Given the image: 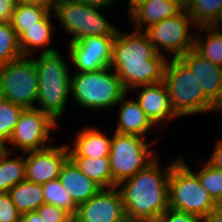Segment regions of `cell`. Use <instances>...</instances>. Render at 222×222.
I'll list each match as a JSON object with an SVG mask.
<instances>
[{"label":"cell","instance_id":"obj_1","mask_svg":"<svg viewBox=\"0 0 222 222\" xmlns=\"http://www.w3.org/2000/svg\"><path fill=\"white\" fill-rule=\"evenodd\" d=\"M167 59L159 54L144 31H116L110 67L127 92L148 84L162 82Z\"/></svg>","mask_w":222,"mask_h":222},{"label":"cell","instance_id":"obj_2","mask_svg":"<svg viewBox=\"0 0 222 222\" xmlns=\"http://www.w3.org/2000/svg\"><path fill=\"white\" fill-rule=\"evenodd\" d=\"M172 166L161 171L156 158L145 169L117 185L119 188L122 184L119 192L128 222H157L169 208L168 178Z\"/></svg>","mask_w":222,"mask_h":222},{"label":"cell","instance_id":"obj_3","mask_svg":"<svg viewBox=\"0 0 222 222\" xmlns=\"http://www.w3.org/2000/svg\"><path fill=\"white\" fill-rule=\"evenodd\" d=\"M38 73V110L50 115L56 122L62 115L68 95L71 94V78L68 65L59 51L40 54L33 59Z\"/></svg>","mask_w":222,"mask_h":222},{"label":"cell","instance_id":"obj_4","mask_svg":"<svg viewBox=\"0 0 222 222\" xmlns=\"http://www.w3.org/2000/svg\"><path fill=\"white\" fill-rule=\"evenodd\" d=\"M163 82L178 117L215 110L216 106L204 95L198 80L180 58L167 61Z\"/></svg>","mask_w":222,"mask_h":222},{"label":"cell","instance_id":"obj_5","mask_svg":"<svg viewBox=\"0 0 222 222\" xmlns=\"http://www.w3.org/2000/svg\"><path fill=\"white\" fill-rule=\"evenodd\" d=\"M109 66L91 72H76L71 77V96L79 106L103 109L118 105L127 94L118 76Z\"/></svg>","mask_w":222,"mask_h":222},{"label":"cell","instance_id":"obj_6","mask_svg":"<svg viewBox=\"0 0 222 222\" xmlns=\"http://www.w3.org/2000/svg\"><path fill=\"white\" fill-rule=\"evenodd\" d=\"M168 183L171 208L205 219L218 204L182 159L173 163Z\"/></svg>","mask_w":222,"mask_h":222},{"label":"cell","instance_id":"obj_7","mask_svg":"<svg viewBox=\"0 0 222 222\" xmlns=\"http://www.w3.org/2000/svg\"><path fill=\"white\" fill-rule=\"evenodd\" d=\"M99 9L73 0H58L53 3L52 15L72 36L70 42L88 36H115L117 28L105 19V15H102Z\"/></svg>","mask_w":222,"mask_h":222},{"label":"cell","instance_id":"obj_8","mask_svg":"<svg viewBox=\"0 0 222 222\" xmlns=\"http://www.w3.org/2000/svg\"><path fill=\"white\" fill-rule=\"evenodd\" d=\"M144 137L114 133L110 143V167L113 182L118 185L151 164L156 156Z\"/></svg>","mask_w":222,"mask_h":222},{"label":"cell","instance_id":"obj_9","mask_svg":"<svg viewBox=\"0 0 222 222\" xmlns=\"http://www.w3.org/2000/svg\"><path fill=\"white\" fill-rule=\"evenodd\" d=\"M38 73L33 59L22 57L0 67V98L35 108L38 95Z\"/></svg>","mask_w":222,"mask_h":222},{"label":"cell","instance_id":"obj_10","mask_svg":"<svg viewBox=\"0 0 222 222\" xmlns=\"http://www.w3.org/2000/svg\"><path fill=\"white\" fill-rule=\"evenodd\" d=\"M191 25L195 27L187 10L182 9L177 15L149 26L144 32L159 54L163 53V49L173 54L172 58H180L194 48L195 32L189 33Z\"/></svg>","mask_w":222,"mask_h":222},{"label":"cell","instance_id":"obj_11","mask_svg":"<svg viewBox=\"0 0 222 222\" xmlns=\"http://www.w3.org/2000/svg\"><path fill=\"white\" fill-rule=\"evenodd\" d=\"M53 127H57V122L47 113L37 108L25 109L8 143L22 152L47 148L49 145L46 144Z\"/></svg>","mask_w":222,"mask_h":222},{"label":"cell","instance_id":"obj_12","mask_svg":"<svg viewBox=\"0 0 222 222\" xmlns=\"http://www.w3.org/2000/svg\"><path fill=\"white\" fill-rule=\"evenodd\" d=\"M114 36H88L69 43V56L78 72H91L110 66Z\"/></svg>","mask_w":222,"mask_h":222},{"label":"cell","instance_id":"obj_13","mask_svg":"<svg viewBox=\"0 0 222 222\" xmlns=\"http://www.w3.org/2000/svg\"><path fill=\"white\" fill-rule=\"evenodd\" d=\"M75 216L77 222H128L117 187L101 189L78 206Z\"/></svg>","mask_w":222,"mask_h":222},{"label":"cell","instance_id":"obj_14","mask_svg":"<svg viewBox=\"0 0 222 222\" xmlns=\"http://www.w3.org/2000/svg\"><path fill=\"white\" fill-rule=\"evenodd\" d=\"M26 155V181L45 184L59 178L64 163L69 158L68 145L49 146L41 150L24 152Z\"/></svg>","mask_w":222,"mask_h":222},{"label":"cell","instance_id":"obj_15","mask_svg":"<svg viewBox=\"0 0 222 222\" xmlns=\"http://www.w3.org/2000/svg\"><path fill=\"white\" fill-rule=\"evenodd\" d=\"M180 59L192 71L204 95L216 106L222 100V67L213 64L194 48Z\"/></svg>","mask_w":222,"mask_h":222},{"label":"cell","instance_id":"obj_16","mask_svg":"<svg viewBox=\"0 0 222 222\" xmlns=\"http://www.w3.org/2000/svg\"><path fill=\"white\" fill-rule=\"evenodd\" d=\"M139 87L143 88L135 100L154 126L163 120L178 117L170 105L169 93L163 81Z\"/></svg>","mask_w":222,"mask_h":222},{"label":"cell","instance_id":"obj_17","mask_svg":"<svg viewBox=\"0 0 222 222\" xmlns=\"http://www.w3.org/2000/svg\"><path fill=\"white\" fill-rule=\"evenodd\" d=\"M58 179L77 206L88 201L102 189L82 173L70 158L62 166Z\"/></svg>","mask_w":222,"mask_h":222},{"label":"cell","instance_id":"obj_18","mask_svg":"<svg viewBox=\"0 0 222 222\" xmlns=\"http://www.w3.org/2000/svg\"><path fill=\"white\" fill-rule=\"evenodd\" d=\"M99 129L89 127L77 133L74 148L68 146L69 157H109L112 137L106 136Z\"/></svg>","mask_w":222,"mask_h":222},{"label":"cell","instance_id":"obj_19","mask_svg":"<svg viewBox=\"0 0 222 222\" xmlns=\"http://www.w3.org/2000/svg\"><path fill=\"white\" fill-rule=\"evenodd\" d=\"M182 8L170 0H145L130 12L135 30L141 31L142 25L149 26L166 18L177 15Z\"/></svg>","mask_w":222,"mask_h":222},{"label":"cell","instance_id":"obj_20","mask_svg":"<svg viewBox=\"0 0 222 222\" xmlns=\"http://www.w3.org/2000/svg\"><path fill=\"white\" fill-rule=\"evenodd\" d=\"M125 95L118 103L120 104L119 122L115 132L121 134H134L144 137L145 133L154 127L136 100H124Z\"/></svg>","mask_w":222,"mask_h":222},{"label":"cell","instance_id":"obj_21","mask_svg":"<svg viewBox=\"0 0 222 222\" xmlns=\"http://www.w3.org/2000/svg\"><path fill=\"white\" fill-rule=\"evenodd\" d=\"M51 13L49 12L41 21L38 22V25L28 27L27 31H24L19 36V46L20 51L23 57H27L34 49L42 48L43 53H52L57 50L50 48L48 44L51 41V33L54 30L52 27V22L50 21ZM48 46V48H46Z\"/></svg>","mask_w":222,"mask_h":222},{"label":"cell","instance_id":"obj_22","mask_svg":"<svg viewBox=\"0 0 222 222\" xmlns=\"http://www.w3.org/2000/svg\"><path fill=\"white\" fill-rule=\"evenodd\" d=\"M8 193L21 215L35 211L45 203L42 184L25 180L12 187Z\"/></svg>","mask_w":222,"mask_h":222},{"label":"cell","instance_id":"obj_23","mask_svg":"<svg viewBox=\"0 0 222 222\" xmlns=\"http://www.w3.org/2000/svg\"><path fill=\"white\" fill-rule=\"evenodd\" d=\"M78 169L88 178L97 183L102 189L114 188L110 158L69 157Z\"/></svg>","mask_w":222,"mask_h":222},{"label":"cell","instance_id":"obj_24","mask_svg":"<svg viewBox=\"0 0 222 222\" xmlns=\"http://www.w3.org/2000/svg\"><path fill=\"white\" fill-rule=\"evenodd\" d=\"M52 6L53 5L16 4L10 23L18 37L24 31H27L28 27L38 25V22L49 12L52 13Z\"/></svg>","mask_w":222,"mask_h":222},{"label":"cell","instance_id":"obj_25","mask_svg":"<svg viewBox=\"0 0 222 222\" xmlns=\"http://www.w3.org/2000/svg\"><path fill=\"white\" fill-rule=\"evenodd\" d=\"M8 149L0 158V193L8 192L18 183L26 180L25 157L8 158L11 152Z\"/></svg>","mask_w":222,"mask_h":222},{"label":"cell","instance_id":"obj_26","mask_svg":"<svg viewBox=\"0 0 222 222\" xmlns=\"http://www.w3.org/2000/svg\"><path fill=\"white\" fill-rule=\"evenodd\" d=\"M197 28L201 31H206L207 36L203 40V38L199 37V33L195 35L194 49L213 64L222 67V28L213 26Z\"/></svg>","mask_w":222,"mask_h":222},{"label":"cell","instance_id":"obj_27","mask_svg":"<svg viewBox=\"0 0 222 222\" xmlns=\"http://www.w3.org/2000/svg\"><path fill=\"white\" fill-rule=\"evenodd\" d=\"M186 10L196 27L213 26L222 10V0H190Z\"/></svg>","mask_w":222,"mask_h":222},{"label":"cell","instance_id":"obj_28","mask_svg":"<svg viewBox=\"0 0 222 222\" xmlns=\"http://www.w3.org/2000/svg\"><path fill=\"white\" fill-rule=\"evenodd\" d=\"M19 37L10 22L0 23V67L22 58Z\"/></svg>","mask_w":222,"mask_h":222},{"label":"cell","instance_id":"obj_29","mask_svg":"<svg viewBox=\"0 0 222 222\" xmlns=\"http://www.w3.org/2000/svg\"><path fill=\"white\" fill-rule=\"evenodd\" d=\"M42 189L45 203L60 207L69 215H76L78 206L74 203L72 197L65 191V188L58 178L42 184Z\"/></svg>","mask_w":222,"mask_h":222},{"label":"cell","instance_id":"obj_30","mask_svg":"<svg viewBox=\"0 0 222 222\" xmlns=\"http://www.w3.org/2000/svg\"><path fill=\"white\" fill-rule=\"evenodd\" d=\"M25 109L20 105L0 98V144L6 146Z\"/></svg>","mask_w":222,"mask_h":222},{"label":"cell","instance_id":"obj_31","mask_svg":"<svg viewBox=\"0 0 222 222\" xmlns=\"http://www.w3.org/2000/svg\"><path fill=\"white\" fill-rule=\"evenodd\" d=\"M202 186L217 203H222V170L206 162L197 174Z\"/></svg>","mask_w":222,"mask_h":222},{"label":"cell","instance_id":"obj_32","mask_svg":"<svg viewBox=\"0 0 222 222\" xmlns=\"http://www.w3.org/2000/svg\"><path fill=\"white\" fill-rule=\"evenodd\" d=\"M20 217L9 193H0V222H20Z\"/></svg>","mask_w":222,"mask_h":222},{"label":"cell","instance_id":"obj_33","mask_svg":"<svg viewBox=\"0 0 222 222\" xmlns=\"http://www.w3.org/2000/svg\"><path fill=\"white\" fill-rule=\"evenodd\" d=\"M157 222H204V219L197 215L169 207L159 216Z\"/></svg>","mask_w":222,"mask_h":222},{"label":"cell","instance_id":"obj_34","mask_svg":"<svg viewBox=\"0 0 222 222\" xmlns=\"http://www.w3.org/2000/svg\"><path fill=\"white\" fill-rule=\"evenodd\" d=\"M44 222H61L69 214L55 205L44 203L38 209L35 210Z\"/></svg>","mask_w":222,"mask_h":222},{"label":"cell","instance_id":"obj_35","mask_svg":"<svg viewBox=\"0 0 222 222\" xmlns=\"http://www.w3.org/2000/svg\"><path fill=\"white\" fill-rule=\"evenodd\" d=\"M15 6V0H0V23L11 21Z\"/></svg>","mask_w":222,"mask_h":222},{"label":"cell","instance_id":"obj_36","mask_svg":"<svg viewBox=\"0 0 222 222\" xmlns=\"http://www.w3.org/2000/svg\"><path fill=\"white\" fill-rule=\"evenodd\" d=\"M207 162L214 168L222 170V140L216 143L214 151Z\"/></svg>","mask_w":222,"mask_h":222},{"label":"cell","instance_id":"obj_37","mask_svg":"<svg viewBox=\"0 0 222 222\" xmlns=\"http://www.w3.org/2000/svg\"><path fill=\"white\" fill-rule=\"evenodd\" d=\"M78 3H83L88 6L92 7H99V8H108L113 4L114 0H73Z\"/></svg>","mask_w":222,"mask_h":222},{"label":"cell","instance_id":"obj_38","mask_svg":"<svg viewBox=\"0 0 222 222\" xmlns=\"http://www.w3.org/2000/svg\"><path fill=\"white\" fill-rule=\"evenodd\" d=\"M204 222H222V203H218Z\"/></svg>","mask_w":222,"mask_h":222},{"label":"cell","instance_id":"obj_39","mask_svg":"<svg viewBox=\"0 0 222 222\" xmlns=\"http://www.w3.org/2000/svg\"><path fill=\"white\" fill-rule=\"evenodd\" d=\"M20 222H44V221L36 211H32L22 214L20 217Z\"/></svg>","mask_w":222,"mask_h":222},{"label":"cell","instance_id":"obj_40","mask_svg":"<svg viewBox=\"0 0 222 222\" xmlns=\"http://www.w3.org/2000/svg\"><path fill=\"white\" fill-rule=\"evenodd\" d=\"M16 4L53 5L52 0H15Z\"/></svg>","mask_w":222,"mask_h":222},{"label":"cell","instance_id":"obj_41","mask_svg":"<svg viewBox=\"0 0 222 222\" xmlns=\"http://www.w3.org/2000/svg\"><path fill=\"white\" fill-rule=\"evenodd\" d=\"M145 0H128L129 2V6H128V10H129V13L134 9L136 8L140 3L144 2Z\"/></svg>","mask_w":222,"mask_h":222},{"label":"cell","instance_id":"obj_42","mask_svg":"<svg viewBox=\"0 0 222 222\" xmlns=\"http://www.w3.org/2000/svg\"><path fill=\"white\" fill-rule=\"evenodd\" d=\"M178 4L183 10H186L190 0H170Z\"/></svg>","mask_w":222,"mask_h":222},{"label":"cell","instance_id":"obj_43","mask_svg":"<svg viewBox=\"0 0 222 222\" xmlns=\"http://www.w3.org/2000/svg\"><path fill=\"white\" fill-rule=\"evenodd\" d=\"M213 27L222 28V10L220 12L217 22L213 25Z\"/></svg>","mask_w":222,"mask_h":222},{"label":"cell","instance_id":"obj_44","mask_svg":"<svg viewBox=\"0 0 222 222\" xmlns=\"http://www.w3.org/2000/svg\"><path fill=\"white\" fill-rule=\"evenodd\" d=\"M61 222H77L76 221V216L73 215H68L63 221Z\"/></svg>","mask_w":222,"mask_h":222},{"label":"cell","instance_id":"obj_45","mask_svg":"<svg viewBox=\"0 0 222 222\" xmlns=\"http://www.w3.org/2000/svg\"><path fill=\"white\" fill-rule=\"evenodd\" d=\"M6 150H7V149H6V146L0 144V158H1V156L5 153Z\"/></svg>","mask_w":222,"mask_h":222},{"label":"cell","instance_id":"obj_46","mask_svg":"<svg viewBox=\"0 0 222 222\" xmlns=\"http://www.w3.org/2000/svg\"><path fill=\"white\" fill-rule=\"evenodd\" d=\"M222 111V100L216 105V107H215V111Z\"/></svg>","mask_w":222,"mask_h":222}]
</instances>
